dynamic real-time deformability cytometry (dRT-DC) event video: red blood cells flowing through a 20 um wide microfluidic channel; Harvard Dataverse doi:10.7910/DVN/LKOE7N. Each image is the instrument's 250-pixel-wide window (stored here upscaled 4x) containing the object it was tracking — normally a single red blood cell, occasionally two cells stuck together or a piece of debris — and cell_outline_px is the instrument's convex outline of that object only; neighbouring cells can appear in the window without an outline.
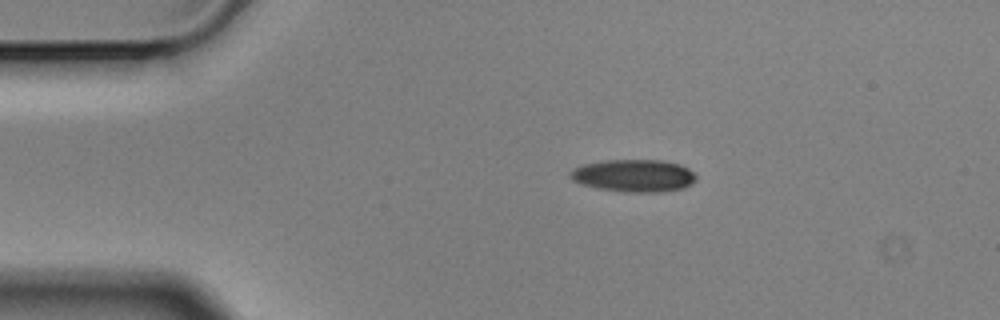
{"species": "Egyptian fruit bat (a non-hibernating species)", "species_latin": "Rousettus aegyptiacus", "temperature_condition": "cold", "stored_images_in_passage": 2, "camera_frame_rate_fps": 3000, "um_per_image_px": 0.085, "animal": {"sex": "male"}, "frame": {"image": 1, "passage_image": 1, "time_ms": 0.0, "image_size_px": [1000, 320], "cell_outline_px": [[696, 180], [692, 184], [684, 188], [660, 192], [628, 192], [596, 188], [572, 180], [568, 176], [568, 172], [572, 168], [584, 164], [604, 160], [660, 160], [680, 164], [688, 168], [696, 176]], "centroid_in_image_um": [53.86, 14.93], "position_along_channel_um": 31.1, "area_um2": 23.93}}